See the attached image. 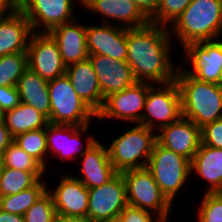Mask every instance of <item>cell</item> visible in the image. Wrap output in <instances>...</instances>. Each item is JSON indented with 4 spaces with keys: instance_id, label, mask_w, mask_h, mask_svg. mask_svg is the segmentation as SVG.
I'll use <instances>...</instances> for the list:
<instances>
[{
    "instance_id": "obj_18",
    "label": "cell",
    "mask_w": 222,
    "mask_h": 222,
    "mask_svg": "<svg viewBox=\"0 0 222 222\" xmlns=\"http://www.w3.org/2000/svg\"><path fill=\"white\" fill-rule=\"evenodd\" d=\"M201 128L192 120L181 117L178 121L161 127L156 141L163 147L192 161L201 145Z\"/></svg>"
},
{
    "instance_id": "obj_17",
    "label": "cell",
    "mask_w": 222,
    "mask_h": 222,
    "mask_svg": "<svg viewBox=\"0 0 222 222\" xmlns=\"http://www.w3.org/2000/svg\"><path fill=\"white\" fill-rule=\"evenodd\" d=\"M82 8L100 14L101 23L125 28H137L150 22L149 17L133 0H86Z\"/></svg>"
},
{
    "instance_id": "obj_45",
    "label": "cell",
    "mask_w": 222,
    "mask_h": 222,
    "mask_svg": "<svg viewBox=\"0 0 222 222\" xmlns=\"http://www.w3.org/2000/svg\"><path fill=\"white\" fill-rule=\"evenodd\" d=\"M52 222H65V218L56 217Z\"/></svg>"
},
{
    "instance_id": "obj_28",
    "label": "cell",
    "mask_w": 222,
    "mask_h": 222,
    "mask_svg": "<svg viewBox=\"0 0 222 222\" xmlns=\"http://www.w3.org/2000/svg\"><path fill=\"white\" fill-rule=\"evenodd\" d=\"M47 172H27L4 167L0 175V197L17 194L34 186Z\"/></svg>"
},
{
    "instance_id": "obj_5",
    "label": "cell",
    "mask_w": 222,
    "mask_h": 222,
    "mask_svg": "<svg viewBox=\"0 0 222 222\" xmlns=\"http://www.w3.org/2000/svg\"><path fill=\"white\" fill-rule=\"evenodd\" d=\"M147 168L151 171L162 194L173 205L177 194L185 190L191 179V161L161 146L157 141L149 157Z\"/></svg>"
},
{
    "instance_id": "obj_16",
    "label": "cell",
    "mask_w": 222,
    "mask_h": 222,
    "mask_svg": "<svg viewBox=\"0 0 222 222\" xmlns=\"http://www.w3.org/2000/svg\"><path fill=\"white\" fill-rule=\"evenodd\" d=\"M89 55H105L118 61H127V28L100 23L86 25Z\"/></svg>"
},
{
    "instance_id": "obj_4",
    "label": "cell",
    "mask_w": 222,
    "mask_h": 222,
    "mask_svg": "<svg viewBox=\"0 0 222 222\" xmlns=\"http://www.w3.org/2000/svg\"><path fill=\"white\" fill-rule=\"evenodd\" d=\"M127 129L107 145L109 159L118 173L147 167L156 143L155 130L139 123Z\"/></svg>"
},
{
    "instance_id": "obj_46",
    "label": "cell",
    "mask_w": 222,
    "mask_h": 222,
    "mask_svg": "<svg viewBox=\"0 0 222 222\" xmlns=\"http://www.w3.org/2000/svg\"><path fill=\"white\" fill-rule=\"evenodd\" d=\"M3 122V112L0 110V124Z\"/></svg>"
},
{
    "instance_id": "obj_6",
    "label": "cell",
    "mask_w": 222,
    "mask_h": 222,
    "mask_svg": "<svg viewBox=\"0 0 222 222\" xmlns=\"http://www.w3.org/2000/svg\"><path fill=\"white\" fill-rule=\"evenodd\" d=\"M48 92L50 123L82 127L96 119L97 114L77 95L66 74L50 80Z\"/></svg>"
},
{
    "instance_id": "obj_7",
    "label": "cell",
    "mask_w": 222,
    "mask_h": 222,
    "mask_svg": "<svg viewBox=\"0 0 222 222\" xmlns=\"http://www.w3.org/2000/svg\"><path fill=\"white\" fill-rule=\"evenodd\" d=\"M120 173L125 182L129 205L151 211L163 219H169L172 204L162 194L147 167L130 169Z\"/></svg>"
},
{
    "instance_id": "obj_22",
    "label": "cell",
    "mask_w": 222,
    "mask_h": 222,
    "mask_svg": "<svg viewBox=\"0 0 222 222\" xmlns=\"http://www.w3.org/2000/svg\"><path fill=\"white\" fill-rule=\"evenodd\" d=\"M32 33L30 22L17 6L0 17V57L26 52Z\"/></svg>"
},
{
    "instance_id": "obj_27",
    "label": "cell",
    "mask_w": 222,
    "mask_h": 222,
    "mask_svg": "<svg viewBox=\"0 0 222 222\" xmlns=\"http://www.w3.org/2000/svg\"><path fill=\"white\" fill-rule=\"evenodd\" d=\"M48 180L40 179L34 186L9 196L0 197V209L24 216L25 212L47 191Z\"/></svg>"
},
{
    "instance_id": "obj_10",
    "label": "cell",
    "mask_w": 222,
    "mask_h": 222,
    "mask_svg": "<svg viewBox=\"0 0 222 222\" xmlns=\"http://www.w3.org/2000/svg\"><path fill=\"white\" fill-rule=\"evenodd\" d=\"M77 3L82 6L78 0H20L16 6L27 17L33 32H49L77 18Z\"/></svg>"
},
{
    "instance_id": "obj_23",
    "label": "cell",
    "mask_w": 222,
    "mask_h": 222,
    "mask_svg": "<svg viewBox=\"0 0 222 222\" xmlns=\"http://www.w3.org/2000/svg\"><path fill=\"white\" fill-rule=\"evenodd\" d=\"M65 74L70 79L77 95L97 114L105 99L90 59L67 66Z\"/></svg>"
},
{
    "instance_id": "obj_36",
    "label": "cell",
    "mask_w": 222,
    "mask_h": 222,
    "mask_svg": "<svg viewBox=\"0 0 222 222\" xmlns=\"http://www.w3.org/2000/svg\"><path fill=\"white\" fill-rule=\"evenodd\" d=\"M201 143L222 149V118L201 128Z\"/></svg>"
},
{
    "instance_id": "obj_11",
    "label": "cell",
    "mask_w": 222,
    "mask_h": 222,
    "mask_svg": "<svg viewBox=\"0 0 222 222\" xmlns=\"http://www.w3.org/2000/svg\"><path fill=\"white\" fill-rule=\"evenodd\" d=\"M184 69L195 78L222 85V40L190 43L182 49Z\"/></svg>"
},
{
    "instance_id": "obj_37",
    "label": "cell",
    "mask_w": 222,
    "mask_h": 222,
    "mask_svg": "<svg viewBox=\"0 0 222 222\" xmlns=\"http://www.w3.org/2000/svg\"><path fill=\"white\" fill-rule=\"evenodd\" d=\"M20 104V95L16 86L0 87V110H11Z\"/></svg>"
},
{
    "instance_id": "obj_48",
    "label": "cell",
    "mask_w": 222,
    "mask_h": 222,
    "mask_svg": "<svg viewBox=\"0 0 222 222\" xmlns=\"http://www.w3.org/2000/svg\"><path fill=\"white\" fill-rule=\"evenodd\" d=\"M12 1L15 5H17L20 0H12Z\"/></svg>"
},
{
    "instance_id": "obj_25",
    "label": "cell",
    "mask_w": 222,
    "mask_h": 222,
    "mask_svg": "<svg viewBox=\"0 0 222 222\" xmlns=\"http://www.w3.org/2000/svg\"><path fill=\"white\" fill-rule=\"evenodd\" d=\"M48 80L27 68L18 81L17 89L20 102L30 105L44 114L50 123V96Z\"/></svg>"
},
{
    "instance_id": "obj_2",
    "label": "cell",
    "mask_w": 222,
    "mask_h": 222,
    "mask_svg": "<svg viewBox=\"0 0 222 222\" xmlns=\"http://www.w3.org/2000/svg\"><path fill=\"white\" fill-rule=\"evenodd\" d=\"M180 65L175 81L178 84L182 117L202 128L222 118V85L199 80Z\"/></svg>"
},
{
    "instance_id": "obj_12",
    "label": "cell",
    "mask_w": 222,
    "mask_h": 222,
    "mask_svg": "<svg viewBox=\"0 0 222 222\" xmlns=\"http://www.w3.org/2000/svg\"><path fill=\"white\" fill-rule=\"evenodd\" d=\"M91 126L92 124L79 127L49 123L46 127L48 156L51 154L52 157L56 156L62 161L78 160L80 155L97 140L93 133L88 134ZM85 134H88L86 138ZM83 139L86 141H82Z\"/></svg>"
},
{
    "instance_id": "obj_41",
    "label": "cell",
    "mask_w": 222,
    "mask_h": 222,
    "mask_svg": "<svg viewBox=\"0 0 222 222\" xmlns=\"http://www.w3.org/2000/svg\"><path fill=\"white\" fill-rule=\"evenodd\" d=\"M16 5L12 0H0V17L7 15Z\"/></svg>"
},
{
    "instance_id": "obj_9",
    "label": "cell",
    "mask_w": 222,
    "mask_h": 222,
    "mask_svg": "<svg viewBox=\"0 0 222 222\" xmlns=\"http://www.w3.org/2000/svg\"><path fill=\"white\" fill-rule=\"evenodd\" d=\"M152 85L147 82H136L120 92L110 94L105 98L95 120L98 123H102L106 119L125 121L130 125L140 123L148 89Z\"/></svg>"
},
{
    "instance_id": "obj_44",
    "label": "cell",
    "mask_w": 222,
    "mask_h": 222,
    "mask_svg": "<svg viewBox=\"0 0 222 222\" xmlns=\"http://www.w3.org/2000/svg\"><path fill=\"white\" fill-rule=\"evenodd\" d=\"M3 168H4L3 155L0 154V175L3 171Z\"/></svg>"
},
{
    "instance_id": "obj_31",
    "label": "cell",
    "mask_w": 222,
    "mask_h": 222,
    "mask_svg": "<svg viewBox=\"0 0 222 222\" xmlns=\"http://www.w3.org/2000/svg\"><path fill=\"white\" fill-rule=\"evenodd\" d=\"M4 167L27 172H45L46 169L14 141L3 152Z\"/></svg>"
},
{
    "instance_id": "obj_39",
    "label": "cell",
    "mask_w": 222,
    "mask_h": 222,
    "mask_svg": "<svg viewBox=\"0 0 222 222\" xmlns=\"http://www.w3.org/2000/svg\"><path fill=\"white\" fill-rule=\"evenodd\" d=\"M14 140V137L10 134L8 128L2 122L0 124V154H3L5 149Z\"/></svg>"
},
{
    "instance_id": "obj_8",
    "label": "cell",
    "mask_w": 222,
    "mask_h": 222,
    "mask_svg": "<svg viewBox=\"0 0 222 222\" xmlns=\"http://www.w3.org/2000/svg\"><path fill=\"white\" fill-rule=\"evenodd\" d=\"M158 86V87H157ZM182 117L181 96L177 82L153 84L148 89L139 124L156 132Z\"/></svg>"
},
{
    "instance_id": "obj_40",
    "label": "cell",
    "mask_w": 222,
    "mask_h": 222,
    "mask_svg": "<svg viewBox=\"0 0 222 222\" xmlns=\"http://www.w3.org/2000/svg\"><path fill=\"white\" fill-rule=\"evenodd\" d=\"M0 222H25L24 216L4 212L0 209Z\"/></svg>"
},
{
    "instance_id": "obj_26",
    "label": "cell",
    "mask_w": 222,
    "mask_h": 222,
    "mask_svg": "<svg viewBox=\"0 0 222 222\" xmlns=\"http://www.w3.org/2000/svg\"><path fill=\"white\" fill-rule=\"evenodd\" d=\"M3 123L15 137L23 132L46 128L49 120L32 106L20 102L17 107L3 112Z\"/></svg>"
},
{
    "instance_id": "obj_13",
    "label": "cell",
    "mask_w": 222,
    "mask_h": 222,
    "mask_svg": "<svg viewBox=\"0 0 222 222\" xmlns=\"http://www.w3.org/2000/svg\"><path fill=\"white\" fill-rule=\"evenodd\" d=\"M26 52L28 68L43 79L50 81L65 74L58 45L48 32H33Z\"/></svg>"
},
{
    "instance_id": "obj_3",
    "label": "cell",
    "mask_w": 222,
    "mask_h": 222,
    "mask_svg": "<svg viewBox=\"0 0 222 222\" xmlns=\"http://www.w3.org/2000/svg\"><path fill=\"white\" fill-rule=\"evenodd\" d=\"M168 29L182 49L190 43L221 40L222 0H192Z\"/></svg>"
},
{
    "instance_id": "obj_34",
    "label": "cell",
    "mask_w": 222,
    "mask_h": 222,
    "mask_svg": "<svg viewBox=\"0 0 222 222\" xmlns=\"http://www.w3.org/2000/svg\"><path fill=\"white\" fill-rule=\"evenodd\" d=\"M57 217L51 194L46 191L24 214L25 222H52Z\"/></svg>"
},
{
    "instance_id": "obj_1",
    "label": "cell",
    "mask_w": 222,
    "mask_h": 222,
    "mask_svg": "<svg viewBox=\"0 0 222 222\" xmlns=\"http://www.w3.org/2000/svg\"><path fill=\"white\" fill-rule=\"evenodd\" d=\"M173 43L166 26L149 22L127 28V63L137 82L158 85L175 80L180 64L176 65L171 58Z\"/></svg>"
},
{
    "instance_id": "obj_30",
    "label": "cell",
    "mask_w": 222,
    "mask_h": 222,
    "mask_svg": "<svg viewBox=\"0 0 222 222\" xmlns=\"http://www.w3.org/2000/svg\"><path fill=\"white\" fill-rule=\"evenodd\" d=\"M28 68L27 52H17L0 57V87L17 86Z\"/></svg>"
},
{
    "instance_id": "obj_33",
    "label": "cell",
    "mask_w": 222,
    "mask_h": 222,
    "mask_svg": "<svg viewBox=\"0 0 222 222\" xmlns=\"http://www.w3.org/2000/svg\"><path fill=\"white\" fill-rule=\"evenodd\" d=\"M197 202V222H222V192L204 193Z\"/></svg>"
},
{
    "instance_id": "obj_47",
    "label": "cell",
    "mask_w": 222,
    "mask_h": 222,
    "mask_svg": "<svg viewBox=\"0 0 222 222\" xmlns=\"http://www.w3.org/2000/svg\"><path fill=\"white\" fill-rule=\"evenodd\" d=\"M168 221H170V219L168 220V218H166V219H162L160 222H168Z\"/></svg>"
},
{
    "instance_id": "obj_49",
    "label": "cell",
    "mask_w": 222,
    "mask_h": 222,
    "mask_svg": "<svg viewBox=\"0 0 222 222\" xmlns=\"http://www.w3.org/2000/svg\"><path fill=\"white\" fill-rule=\"evenodd\" d=\"M78 1H80L81 2V4H83L86 0H78Z\"/></svg>"
},
{
    "instance_id": "obj_21",
    "label": "cell",
    "mask_w": 222,
    "mask_h": 222,
    "mask_svg": "<svg viewBox=\"0 0 222 222\" xmlns=\"http://www.w3.org/2000/svg\"><path fill=\"white\" fill-rule=\"evenodd\" d=\"M48 33L56 41L66 67L89 58L86 24L80 23L78 18L69 23L58 25Z\"/></svg>"
},
{
    "instance_id": "obj_42",
    "label": "cell",
    "mask_w": 222,
    "mask_h": 222,
    "mask_svg": "<svg viewBox=\"0 0 222 222\" xmlns=\"http://www.w3.org/2000/svg\"><path fill=\"white\" fill-rule=\"evenodd\" d=\"M65 222H93L88 217L65 218Z\"/></svg>"
},
{
    "instance_id": "obj_29",
    "label": "cell",
    "mask_w": 222,
    "mask_h": 222,
    "mask_svg": "<svg viewBox=\"0 0 222 222\" xmlns=\"http://www.w3.org/2000/svg\"><path fill=\"white\" fill-rule=\"evenodd\" d=\"M27 154L37 160L47 172L48 148L46 140V128H39L23 132L14 137L13 140Z\"/></svg>"
},
{
    "instance_id": "obj_38",
    "label": "cell",
    "mask_w": 222,
    "mask_h": 222,
    "mask_svg": "<svg viewBox=\"0 0 222 222\" xmlns=\"http://www.w3.org/2000/svg\"><path fill=\"white\" fill-rule=\"evenodd\" d=\"M139 8L150 17L157 9L161 0H133Z\"/></svg>"
},
{
    "instance_id": "obj_19",
    "label": "cell",
    "mask_w": 222,
    "mask_h": 222,
    "mask_svg": "<svg viewBox=\"0 0 222 222\" xmlns=\"http://www.w3.org/2000/svg\"><path fill=\"white\" fill-rule=\"evenodd\" d=\"M101 142L98 137L96 142L80 155V160H76L78 165L81 163L79 172L82 176L74 177L88 189L107 183L118 173L109 159L107 146Z\"/></svg>"
},
{
    "instance_id": "obj_24",
    "label": "cell",
    "mask_w": 222,
    "mask_h": 222,
    "mask_svg": "<svg viewBox=\"0 0 222 222\" xmlns=\"http://www.w3.org/2000/svg\"><path fill=\"white\" fill-rule=\"evenodd\" d=\"M193 175L208 182L204 193L222 192V149L201 143L191 161Z\"/></svg>"
},
{
    "instance_id": "obj_20",
    "label": "cell",
    "mask_w": 222,
    "mask_h": 222,
    "mask_svg": "<svg viewBox=\"0 0 222 222\" xmlns=\"http://www.w3.org/2000/svg\"><path fill=\"white\" fill-rule=\"evenodd\" d=\"M105 99L135 84L131 66L127 61H118L105 55H89Z\"/></svg>"
},
{
    "instance_id": "obj_32",
    "label": "cell",
    "mask_w": 222,
    "mask_h": 222,
    "mask_svg": "<svg viewBox=\"0 0 222 222\" xmlns=\"http://www.w3.org/2000/svg\"><path fill=\"white\" fill-rule=\"evenodd\" d=\"M192 0H161L150 22L169 27Z\"/></svg>"
},
{
    "instance_id": "obj_15",
    "label": "cell",
    "mask_w": 222,
    "mask_h": 222,
    "mask_svg": "<svg viewBox=\"0 0 222 222\" xmlns=\"http://www.w3.org/2000/svg\"><path fill=\"white\" fill-rule=\"evenodd\" d=\"M60 178L54 189L47 186V191L51 194L54 202L57 217H87L88 188L76 179L73 174H64Z\"/></svg>"
},
{
    "instance_id": "obj_43",
    "label": "cell",
    "mask_w": 222,
    "mask_h": 222,
    "mask_svg": "<svg viewBox=\"0 0 222 222\" xmlns=\"http://www.w3.org/2000/svg\"><path fill=\"white\" fill-rule=\"evenodd\" d=\"M96 222H121V221L117 217V218H113V219L100 220V221H96Z\"/></svg>"
},
{
    "instance_id": "obj_35",
    "label": "cell",
    "mask_w": 222,
    "mask_h": 222,
    "mask_svg": "<svg viewBox=\"0 0 222 222\" xmlns=\"http://www.w3.org/2000/svg\"><path fill=\"white\" fill-rule=\"evenodd\" d=\"M154 214L151 211L127 204L118 218L121 222H160L163 219Z\"/></svg>"
},
{
    "instance_id": "obj_14",
    "label": "cell",
    "mask_w": 222,
    "mask_h": 222,
    "mask_svg": "<svg viewBox=\"0 0 222 222\" xmlns=\"http://www.w3.org/2000/svg\"><path fill=\"white\" fill-rule=\"evenodd\" d=\"M89 190L87 217L93 222L117 218L128 204L125 182L121 173L110 181Z\"/></svg>"
}]
</instances>
